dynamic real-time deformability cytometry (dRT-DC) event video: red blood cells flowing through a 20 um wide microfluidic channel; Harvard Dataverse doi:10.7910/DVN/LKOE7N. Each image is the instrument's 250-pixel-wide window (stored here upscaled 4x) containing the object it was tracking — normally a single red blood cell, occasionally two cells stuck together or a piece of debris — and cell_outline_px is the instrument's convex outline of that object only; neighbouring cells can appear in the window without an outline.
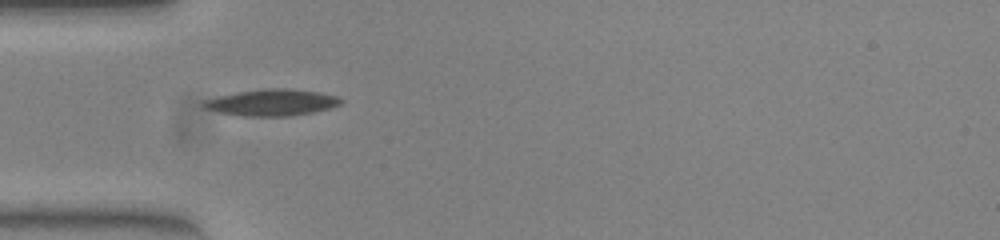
{"species": "common noctule bat (a hibernating species)", "species_latin": "Nyctalus noctula", "temperature_condition": "warm", "stored_images_in_passage": 37, "camera_frame_rate_fps": 3000, "um_per_image_px": 0.085, "animal": {"sex": "female", "body_mass_g": 23.0, "forearm_length_mm": 53.4}, "frame": {"image": 1, "passage_image": 1, "time_ms": 0.0, "image_size_px": [1000, 240], "cell_outline_px": [[344, 100], [340, 104], [328, 108], [312, 112], [288, 116], [244, 116], [220, 112], [208, 108], [204, 104], [204, 100], [220, 96], [240, 92], [264, 88], [284, 88], [320, 92], [336, 96]], "centroid_in_image_um": [23.17, 8.7], "position_along_channel_um": 61.8, "area_um2": 20.69}}
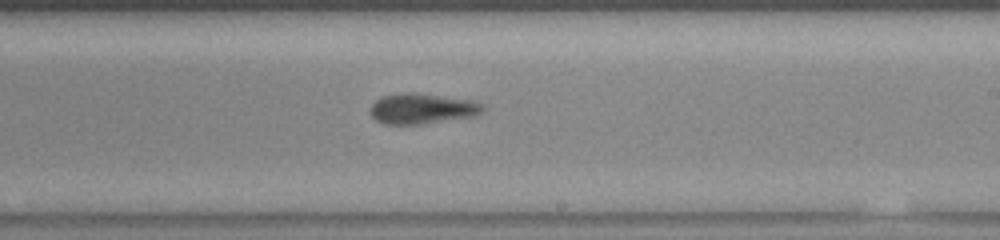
{"frame": {"image": 2, "passage_image": 16, "time_ms": 5.0, "image_size_px": [1000, 240], "cell_outline_px": [[484, 112], [472, 116], [416, 124], [384, 124], [376, 120], [372, 116], [372, 104], [376, 100], [384, 96], [404, 92], [416, 92], [468, 100], [480, 104], [484, 108]], "centroid_in_image_um": [35.84, 9.22], "position_along_channel_um": 253.2, "area_um2": 19.42}}
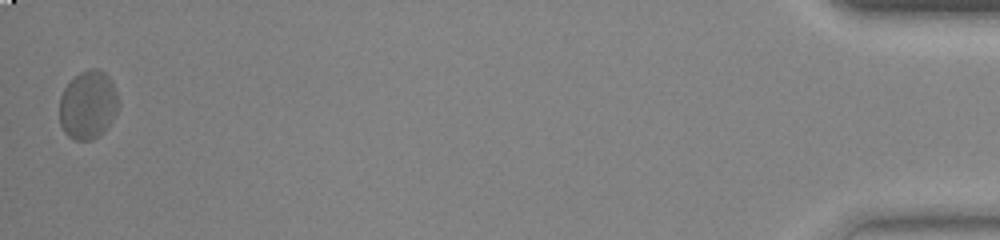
{"frame": {"image": 3, "passage_image": 37, "time_ms": 12.0, "image_size_px": [1000, 240], "cell_outline_px": [[120, 104], [108, 128], [96, 136], [88, 140], [72, 140], [64, 132], [60, 124], [60, 96], [64, 88], [80, 72], [88, 68], [96, 68], [104, 72], [108, 76], [116, 92]], "centroid_in_image_um": [7.48, 8.92], "position_along_channel_um": 427.7, "area_um2": 23.47}, "authors_computed_cell_mechanics": {"area_um2": 20.3456, "velocity_mm_per_s": 3.8691, "shape_relaxation_time_tau1_ms": 6.7723, "shape_relaxation_time_tau2_ms": 3.3709, "deformation_change_tau1": 0.1898, "deformation_change_tau2": 0.102}}